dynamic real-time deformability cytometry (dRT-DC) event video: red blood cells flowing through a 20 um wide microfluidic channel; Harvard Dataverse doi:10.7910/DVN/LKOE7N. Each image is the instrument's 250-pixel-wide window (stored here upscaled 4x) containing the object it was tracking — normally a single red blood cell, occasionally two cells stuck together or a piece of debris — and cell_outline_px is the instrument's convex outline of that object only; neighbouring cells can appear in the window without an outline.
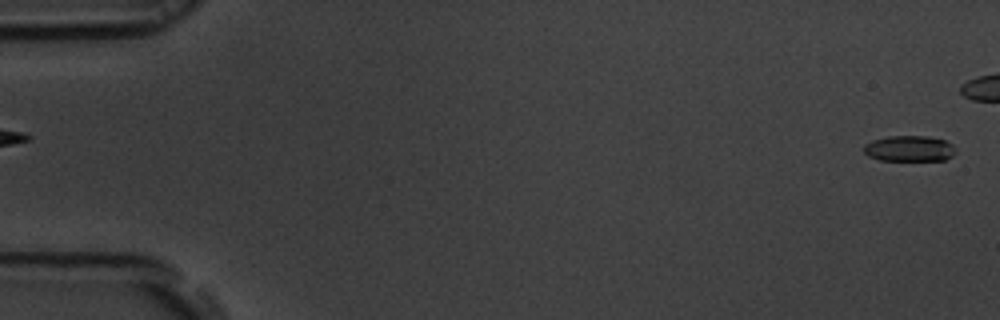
{"species": "common noctule bat (a hibernating species)", "species_latin": "Nyctalus noctula", "temperature_condition": "room temperature", "stored_images_in_passage": 45, "camera_frame_rate_fps": 3000, "um_per_image_px": 0.085, "animal": {"sex": "male", "body_mass_g": 19.5, "forearm_length_mm": 54.6}, "frame": {"image": 1, "passage_image": 1, "time_ms": 0.0, "image_size_px": [1000, 320], "cell_outline_px": [[956, 152], [952, 156], [944, 160], [880, 160], [868, 156], [864, 152], [864, 144], [872, 140], [888, 136], [928, 136], [944, 140], [952, 144], [956, 148]], "centroid_in_image_um": [77.3, 12.62], "position_along_channel_um": 7.7, "area_um2": 13.87}}
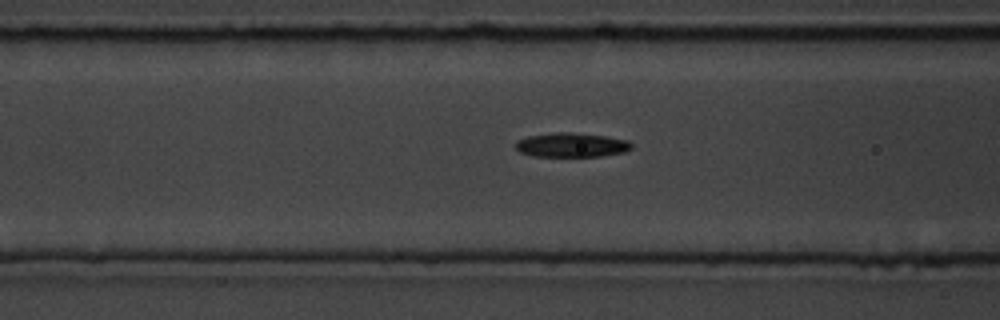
{"frame": {"image": 2, "passage_image": 22, "time_ms": 7.0, "image_size_px": [1000, 320], "cell_outline_px": [[632, 148], [624, 152], [600, 156], [532, 156], [520, 152], [516, 148], [516, 140], [528, 136], [552, 132], [572, 132], [608, 136], [628, 140], [632, 144]], "centroid_in_image_um": [48.58, 12.31], "position_along_channel_um": 118.0, "area_um2": 16.53}}
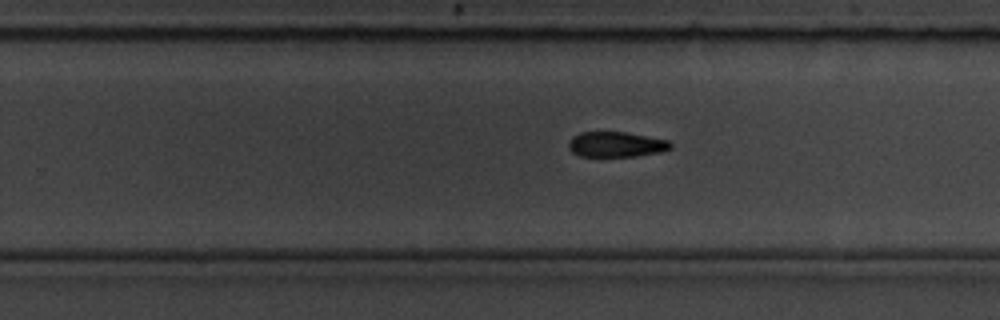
{"frame": {"image": 3, "passage_image": 35, "time_ms": 11.333, "image_size_px": [1000, 320], "cell_outline_px": [[672, 148], [664, 152], [636, 156], [580, 156], [572, 152], [568, 148], [568, 140], [572, 136], [580, 132], [624, 132], [668, 140], [672, 144]], "centroid_in_image_um": [52.36, 12.28], "position_along_channel_um": 277.4, "area_um2": 15.14}}